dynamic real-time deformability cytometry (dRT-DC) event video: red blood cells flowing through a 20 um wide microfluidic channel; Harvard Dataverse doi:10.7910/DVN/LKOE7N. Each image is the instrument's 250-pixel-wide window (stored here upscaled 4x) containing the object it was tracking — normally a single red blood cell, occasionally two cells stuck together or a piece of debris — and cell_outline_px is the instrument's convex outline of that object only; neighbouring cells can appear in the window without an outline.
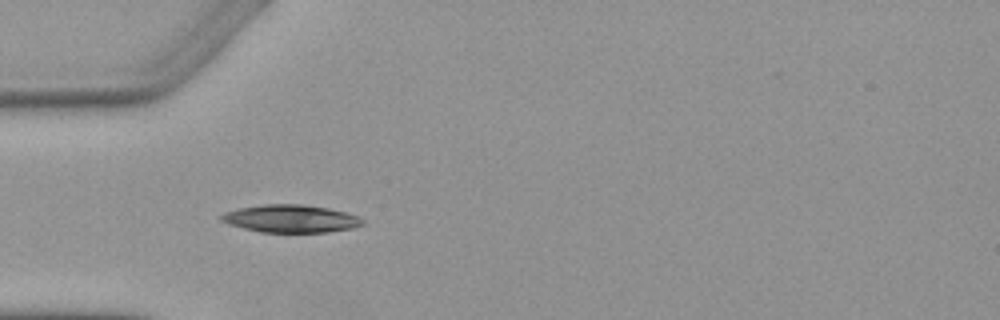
{"species": "Egyptian fruit bat (a non-hibernating species)", "species_latin": "Rousettus aegyptiacus", "temperature_condition": "warm", "stored_images_in_passage": 4, "camera_frame_rate_fps": 3000, "um_per_image_px": 0.085, "animal": {"sex": "female"}, "frame": {"image": 1, "passage_image": 1, "time_ms": 0.0, "image_size_px": [1000, 320], "cell_outline_px": [[364, 224], [352, 228], [328, 232], [260, 232], [228, 224], [220, 220], [220, 216], [224, 212], [236, 208], [264, 204], [304, 204], [328, 208], [344, 212], [356, 216], [364, 220]], "centroid_in_image_um": [24.68, 18.58], "position_along_channel_um": 60.3, "area_um2": 22.83}}
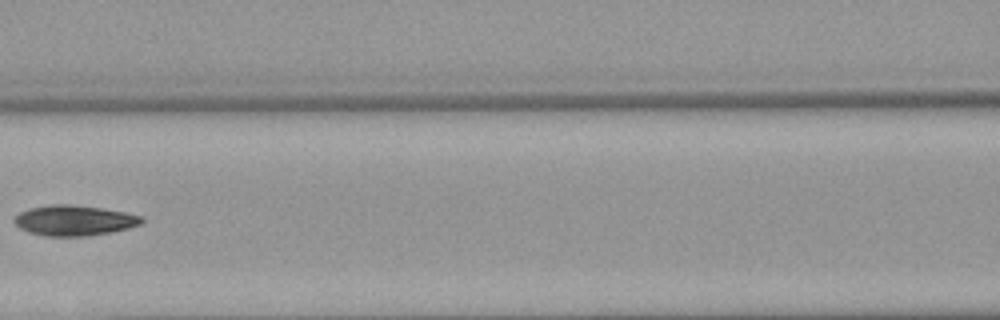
{"frame": {"image": 2, "passage_image": 3, "time_ms": 2.667, "image_size_px": [1000, 320], "cell_outline_px": [[144, 220], [140, 224], [128, 228], [112, 232], [88, 236], [44, 236], [28, 232], [20, 228], [12, 220], [20, 212], [32, 208], [52, 204], [68, 204], [100, 208], [124, 212], [140, 216]], "centroid_in_image_um": [6.29, 18.75], "position_along_channel_um": 160.3, "area_um2": 22.37}}
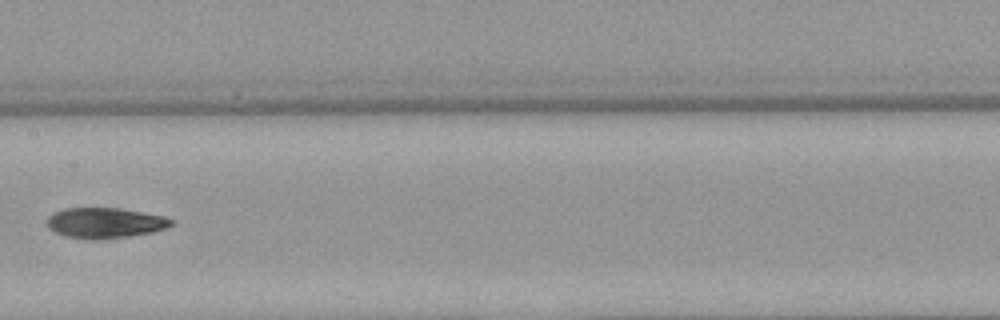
{"frame": {"image": 3, "passage_image": 4, "time_ms": 3.667, "image_size_px": [1000, 320], "cell_outline_px": [[176, 224], [152, 232], [128, 236], [100, 240], [88, 240], [64, 236], [48, 228], [48, 216], [64, 208], [120, 208], [164, 216], [172, 220]], "centroid_in_image_um": [8.92, 18.95], "position_along_channel_um": 198.5, "area_um2": 22.08}}